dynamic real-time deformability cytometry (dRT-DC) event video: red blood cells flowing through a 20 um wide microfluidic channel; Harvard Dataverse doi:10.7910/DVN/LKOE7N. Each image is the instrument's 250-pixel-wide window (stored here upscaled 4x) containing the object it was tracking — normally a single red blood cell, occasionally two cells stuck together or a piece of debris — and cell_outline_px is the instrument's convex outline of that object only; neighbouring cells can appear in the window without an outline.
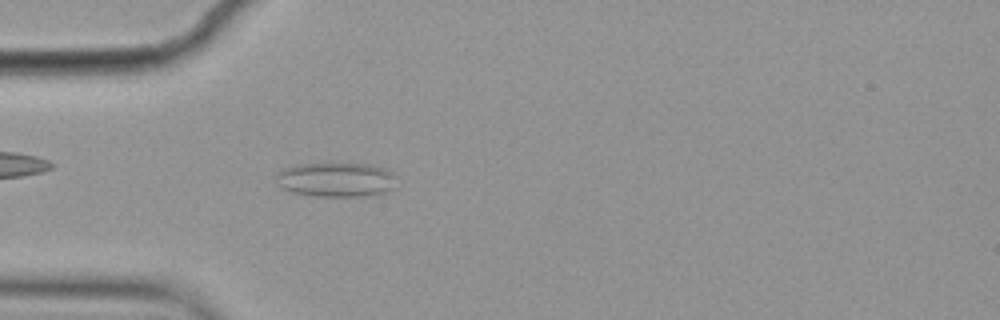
{"species": "common noctule bat (a hibernating species)", "species_latin": "Nyctalus noctula", "temperature_condition": "cold", "stored_images_in_passage": 3, "camera_frame_rate_fps": 3000, "um_per_image_px": 0.085, "animal": {"sex": "female", "body_mass_g": 19.9}, "frame": {"image": 1, "passage_image": 3, "time_ms": 0.667, "image_size_px": [1000, 320], "cell_outline_px": [[396, 176], [392, 188], [388, 192], [360, 196], [316, 196], [292, 192], [284, 188], [280, 184], [276, 176], [276, 172], [280, 168], [296, 164], [368, 164], [384, 168], [392, 172]], "centroid_in_image_um": [28.55, 15.26], "position_along_channel_um": 56.4, "area_um2": 24.04}}